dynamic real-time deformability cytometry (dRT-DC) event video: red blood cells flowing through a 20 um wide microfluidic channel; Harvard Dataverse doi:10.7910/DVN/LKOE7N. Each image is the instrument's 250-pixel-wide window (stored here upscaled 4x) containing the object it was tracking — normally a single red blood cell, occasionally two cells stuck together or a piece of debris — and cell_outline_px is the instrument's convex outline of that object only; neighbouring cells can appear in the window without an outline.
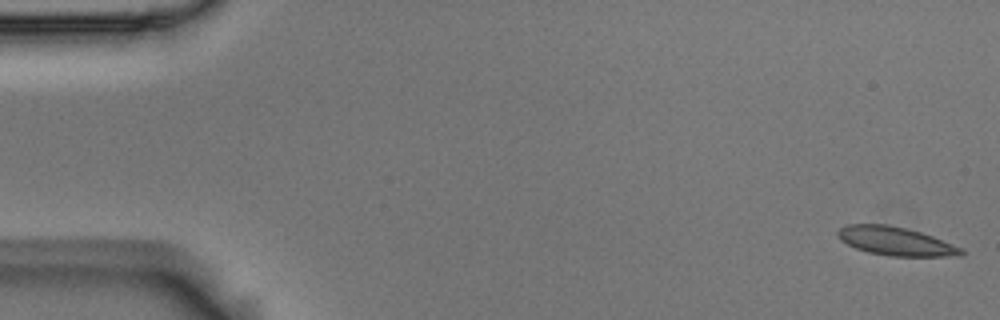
{"species": "Egyptian fruit bat (a non-hibernating species)", "species_latin": "Rousettus aegyptiacus", "temperature_condition": "room temperature", "stored_images_in_passage": 54, "camera_frame_rate_fps": 3000, "um_per_image_px": 0.085, "animal": {"sex": "male"}, "frame": {"image": 1, "passage_image": 1, "time_ms": 0.0, "image_size_px": [1000, 320], "cell_outline_px": [[964, 256], [888, 256], [868, 252], [856, 248], [840, 240], [836, 232], [840, 228], [848, 224], [888, 224], [920, 232], [932, 236], [960, 248], [964, 252]], "centroid_in_image_um": [76.09, 20.5], "position_along_channel_um": 8.9, "area_um2": 20.35}}
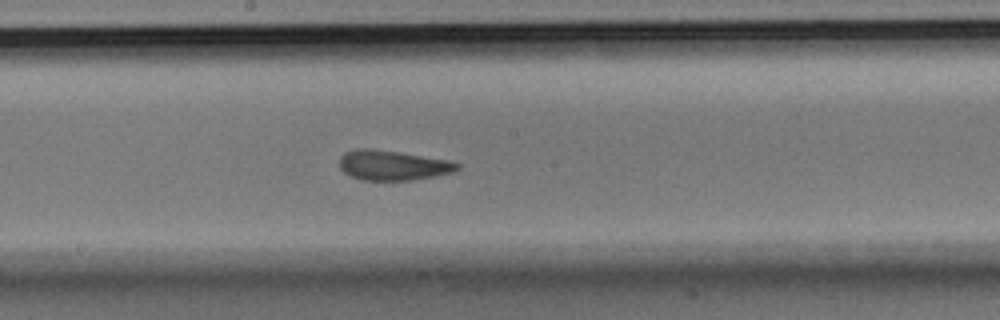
{"frame": {"image": 2, "passage_image": 29, "time_ms": 9.333, "image_size_px": [1000, 320], "cell_outline_px": [[460, 168], [456, 172], [436, 176], [412, 180], [364, 180], [352, 176], [344, 172], [340, 168], [340, 156], [344, 152], [352, 148], [372, 148], [400, 152], [448, 160], [460, 164]], "centroid_in_image_um": [33.39, 14.04], "position_along_channel_um": 214.8, "area_um2": 20.75}}
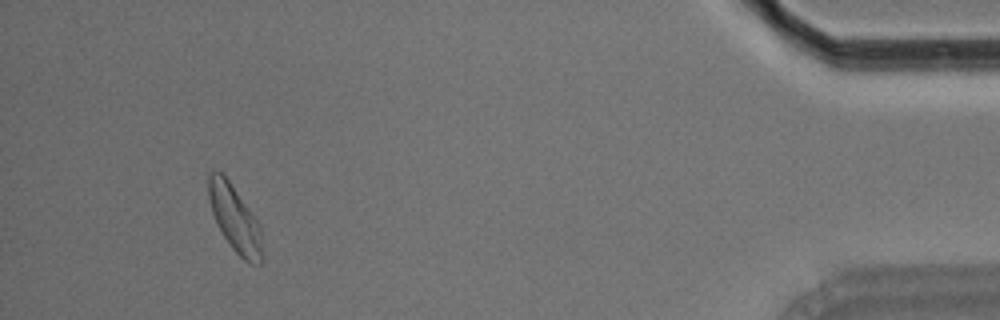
{"frame": {"image": 3, "passage_image": 51, "time_ms": 16.667, "image_size_px": [1000, 320], "cell_outline_px": [[264, 260], [260, 264], [252, 264], [244, 260], [232, 248], [216, 224], [212, 212], [208, 196], [208, 172], [212, 168], [216, 168], [228, 180], [260, 224], [264, 256]], "centroid_in_image_um": [19.97, 18.6], "position_along_channel_um": 415.2, "area_um2": 20.98}, "authors_computed_cell_mechanics": {"area_um2": 20.519, "velocity_mm_per_s": 3.6429, "shape_relaxation_time_tau1_ms": 3.3745, "shape_relaxation_time_tau2_ms": 1.0218, "deformation_change_tau1": 0.1196, "deformation_change_tau2": 0.0843}}